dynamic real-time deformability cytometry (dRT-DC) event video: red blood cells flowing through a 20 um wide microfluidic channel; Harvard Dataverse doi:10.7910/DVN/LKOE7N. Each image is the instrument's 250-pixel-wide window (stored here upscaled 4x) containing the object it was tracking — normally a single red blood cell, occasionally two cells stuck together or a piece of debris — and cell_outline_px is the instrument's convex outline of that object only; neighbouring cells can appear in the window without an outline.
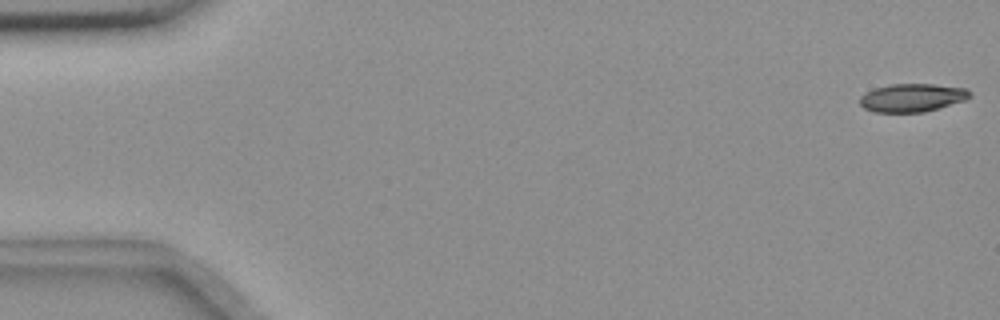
{"species": "common noctule bat (a hibernating species)", "species_latin": "Nyctalus noctula", "temperature_condition": "room temperature", "stored_images_in_passage": 5, "camera_frame_rate_fps": 3000, "um_per_image_px": 0.085, "animal": {"sex": "female", "body_mass_g": 18.4}, "frame": {"image": 1, "passage_image": 1, "time_ms": 0.0, "image_size_px": [1000, 320], "cell_outline_px": [[972, 96], [964, 100], [940, 108], [924, 112], [872, 112], [864, 108], [860, 104], [860, 96], [876, 88], [892, 84], [932, 84], [968, 88], [972, 92]], "centroid_in_image_um": [77.57, 8.31], "position_along_channel_um": 7.4, "area_um2": 18.09}}